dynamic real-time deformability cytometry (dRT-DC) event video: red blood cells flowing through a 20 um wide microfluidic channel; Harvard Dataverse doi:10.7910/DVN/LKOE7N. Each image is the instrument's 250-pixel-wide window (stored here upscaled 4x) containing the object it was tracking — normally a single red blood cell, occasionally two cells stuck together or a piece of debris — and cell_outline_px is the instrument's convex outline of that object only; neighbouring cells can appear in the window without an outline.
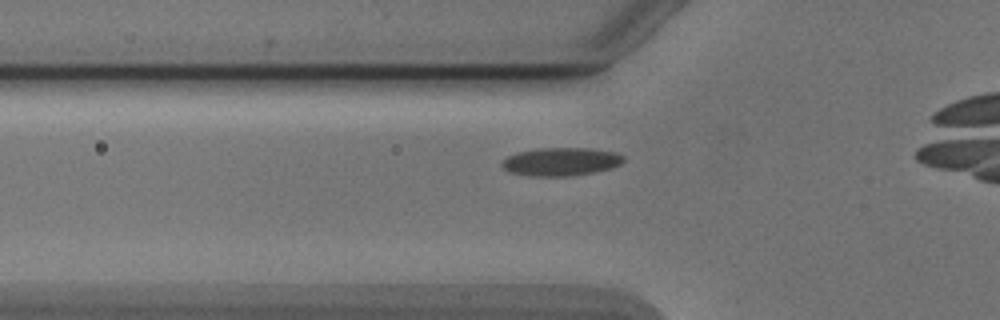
{"species": "Egyptian fruit bat (a non-hibernating species)", "species_latin": "Rousettus aegyptiacus", "temperature_condition": "cold", "stored_images_in_passage": 38, "camera_frame_rate_fps": 3000, "um_per_image_px": 0.085, "animal": {"sex": "male"}, "frame": {"image": 1, "passage_image": 10, "time_ms": 3.0, "image_size_px": [1000, 320], "cell_outline_px": [[624, 160], [620, 164], [612, 168], [596, 172], [572, 176], [528, 176], [508, 172], [500, 164], [508, 156], [516, 152], [540, 148], [588, 148], [616, 152], [624, 156]], "centroid_in_image_um": [47.68, 13.75], "position_along_channel_um": 78.1, "area_um2": 20.17}}
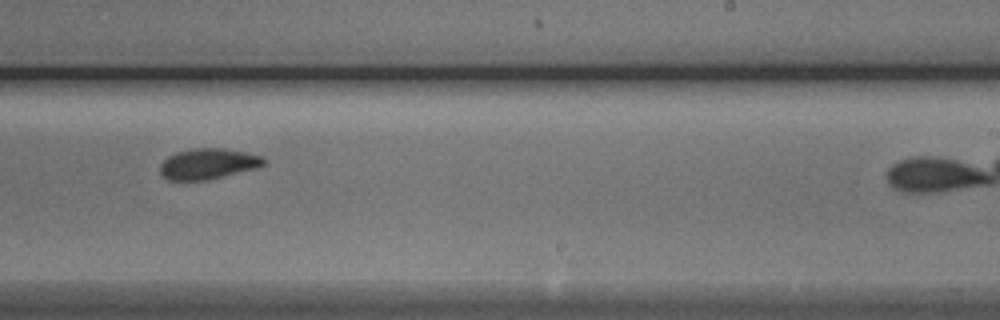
{"frame": {"image": 2, "passage_image": 25, "time_ms": 8.0, "image_size_px": [1000, 320], "cell_outline_px": [[268, 160], [264, 164], [256, 168], [204, 180], [168, 180], [160, 172], [160, 164], [168, 156], [176, 152], [192, 148], [224, 148], [264, 156]], "centroid_in_image_um": [17.69, 13.9], "position_along_channel_um": 271.3, "area_um2": 18.44}}
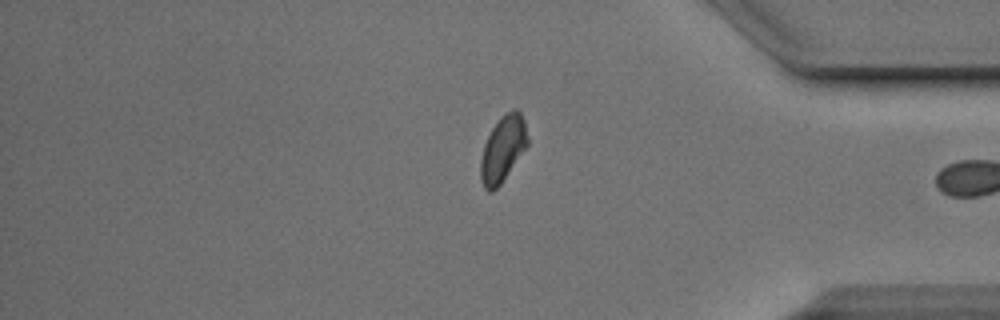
{"frame": {"image": 3, "passage_image": 36, "time_ms": 11.667, "image_size_px": [1000, 320], "cell_outline_px": [[528, 144], [500, 184], [492, 192], [488, 192], [484, 188], [480, 180], [480, 160], [484, 144], [492, 128], [500, 116], [504, 112], [512, 108], [516, 108], [520, 112], [524, 120], [528, 140]], "centroid_in_image_um": [42.72, 12.63], "position_along_channel_um": 392.5, "area_um2": 18.03}, "authors_computed_cell_mechanics": {"area_um2": 19.1318, "velocity_mm_per_s": 3.8656, "shape_relaxation_time_tau1_ms": 4.0025, "shape_relaxation_time_tau2_ms": 3.2983, "deformation_change_tau1": 0.1196, "deformation_change_tau2": 0.0825}}